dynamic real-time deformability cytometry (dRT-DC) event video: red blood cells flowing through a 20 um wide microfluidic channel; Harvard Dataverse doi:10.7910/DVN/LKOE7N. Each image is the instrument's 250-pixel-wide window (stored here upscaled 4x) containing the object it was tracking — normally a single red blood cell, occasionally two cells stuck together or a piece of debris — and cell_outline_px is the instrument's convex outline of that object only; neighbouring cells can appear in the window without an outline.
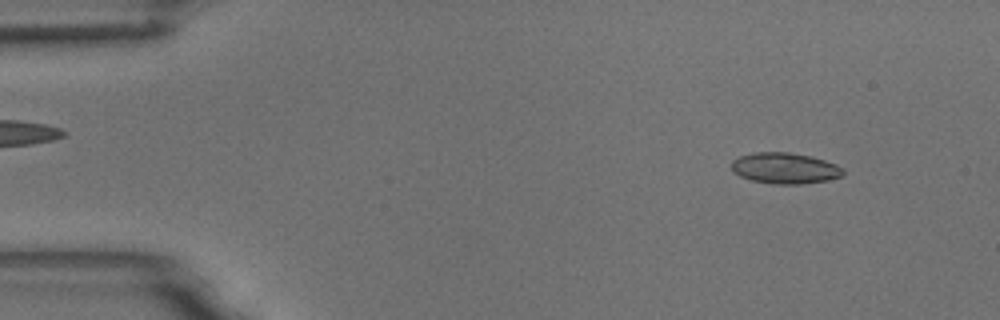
{"species": "common noctule bat (a hibernating species)", "species_latin": "Nyctalus noctula", "temperature_condition": "room temperature", "stored_images_in_passage": 58, "camera_frame_rate_fps": 3000, "um_per_image_px": 0.085, "animal": {"sex": "male", "body_mass_g": 18.8}, "frame": {"image": 1, "passage_image": 6, "time_ms": 1.667, "image_size_px": [1000, 320], "cell_outline_px": [[844, 176], [828, 180], [800, 184], [776, 184], [752, 180], [740, 176], [732, 172], [732, 160], [740, 156], [756, 152], [788, 152], [812, 156], [836, 164], [844, 172]], "centroid_in_image_um": [66.71, 14.29], "position_along_channel_um": 18.3, "area_um2": 20.11}}
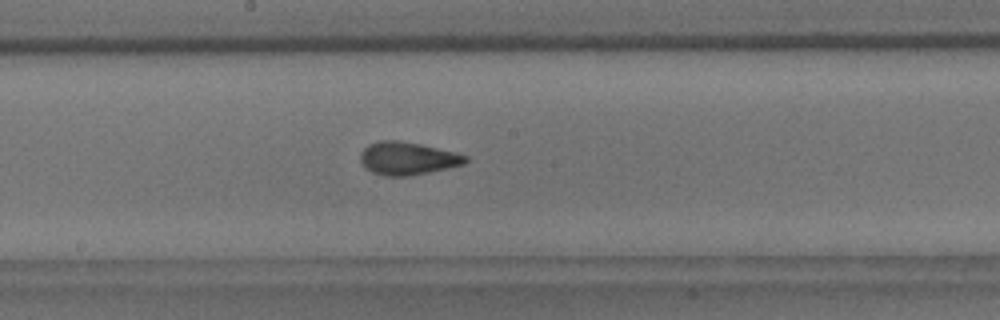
{"frame": {"image": 2, "passage_image": 31, "time_ms": 10.0, "image_size_px": [1000, 320], "cell_outline_px": [[468, 160], [464, 164], [448, 168], [408, 176], [384, 176], [372, 172], [360, 160], [360, 152], [368, 144], [380, 140], [400, 140], [420, 144], [456, 152], [468, 156]], "centroid_in_image_um": [34.65, 13.45], "position_along_channel_um": 213.6, "area_um2": 20.11}}
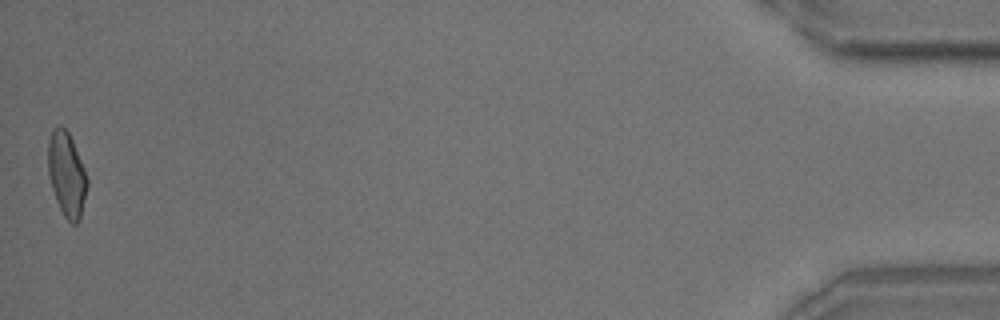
{"frame": {"image": 3, "passage_image": 58, "time_ms": 19.0, "image_size_px": [1000, 320], "cell_outline_px": [[88, 184], [80, 220], [76, 224], [72, 224], [64, 216], [56, 200], [52, 188], [48, 172], [48, 144], [52, 128], [60, 124], [68, 132], [72, 140], [84, 168], [88, 180]], "centroid_in_image_um": [5.67, 14.82], "position_along_channel_um": 429.5, "area_um2": 19.19}, "authors_computed_cell_mechanics": {"area_um2": 19.5075, "velocity_mm_per_s": 3.4476, "shape_relaxation_time_tau1_ms": null, "shape_relaxation_time_tau2_ms": 1.3835, "deformation_change_tau1": null, "deformation_change_tau2": 0.0772}}